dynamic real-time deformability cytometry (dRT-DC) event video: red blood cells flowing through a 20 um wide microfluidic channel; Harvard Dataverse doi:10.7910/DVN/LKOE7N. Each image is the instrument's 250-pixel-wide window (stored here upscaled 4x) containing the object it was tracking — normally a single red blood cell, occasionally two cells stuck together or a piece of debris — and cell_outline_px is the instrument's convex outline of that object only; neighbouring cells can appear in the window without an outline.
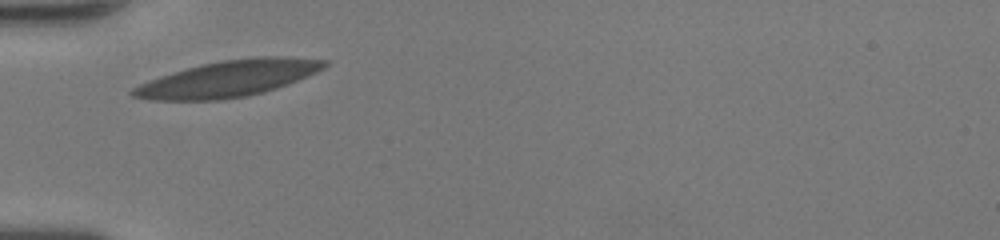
{"species": "human", "species_latin": "Homo sapiens", "temperature_condition": "room temperature", "stored_images_in_passage": 25, "camera_frame_rate_fps": 3000, "um_per_image_px": 0.085, "donor": {"sex": "female"}, "frame": {"image": 1, "passage_image": 1, "time_ms": 0.0, "image_size_px": [1000, 240], "cell_outline_px": [[328, 64], [324, 68], [308, 76], [288, 84], [276, 88], [244, 96], [220, 100], [148, 100], [132, 96], [128, 92], [132, 88], [148, 80], [160, 76], [188, 68], [220, 60], [256, 56], [280, 56], [328, 60]], "centroid_in_image_um": [19.4, 6.68], "position_along_channel_um": 65.6, "area_um2": 40.23}}
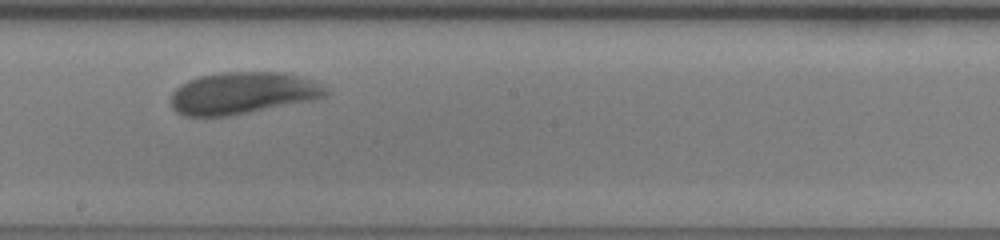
{"frame": {"image": 2, "passage_image": 13, "time_ms": 4.0, "image_size_px": [1000, 240], "cell_outline_px": [[328, 96], [316, 100], [228, 116], [184, 116], [176, 112], [172, 108], [172, 92], [180, 84], [188, 80], [200, 76], [220, 72], [284, 72], [304, 76], [328, 88]], "centroid_in_image_um": [20.67, 7.91], "position_along_channel_um": 227.5, "area_um2": 38.32}}
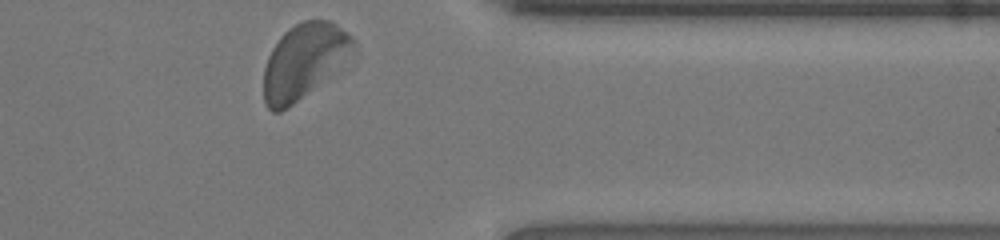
{"frame": {"image": 3, "passage_image": 25, "time_ms": 8.0, "image_size_px": [1000, 240], "cell_outline_px": [[356, 48], [288, 108], [280, 112], [272, 112], [264, 104], [264, 68], [268, 56], [272, 48], [280, 36], [288, 28], [304, 20], [328, 20], [336, 24], [352, 36]], "centroid_in_image_um": [25.75, 5.15], "position_along_channel_um": 385.7, "area_um2": 37.63}, "authors_computed_cell_mechanics": {"area_um2": 38.3792, "velocity_mm_per_s": 4.1585, "shape_relaxation_time_tau1_ms": 1.7604, "shape_relaxation_time_tau2_ms": null, "deformation_change_tau1": 0.1207, "deformation_change_tau2": null}}